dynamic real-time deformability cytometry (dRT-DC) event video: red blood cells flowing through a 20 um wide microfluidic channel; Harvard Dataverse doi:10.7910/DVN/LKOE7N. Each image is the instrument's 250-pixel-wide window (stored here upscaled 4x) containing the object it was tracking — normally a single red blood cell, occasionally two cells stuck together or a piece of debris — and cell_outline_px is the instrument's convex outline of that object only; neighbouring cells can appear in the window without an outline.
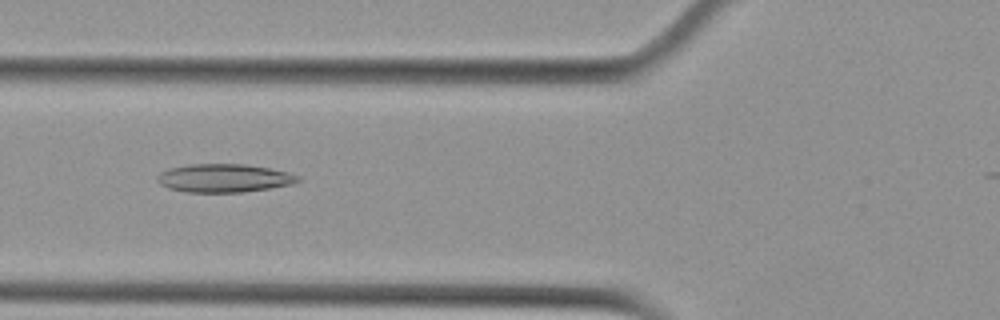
{"species": "Egyptian fruit bat (a non-hibernating species)", "species_latin": "Rousettus aegyptiacus", "temperature_condition": "cold", "stored_images_in_passage": 54, "camera_frame_rate_fps": 3000, "um_per_image_px": 0.085, "animal": {"sex": "female"}, "frame": {"image": 1, "passage_image": 21, "time_ms": 6.667, "image_size_px": [1000, 320], "cell_outline_px": [[300, 180], [292, 184], [244, 192], [184, 192], [168, 188], [160, 184], [156, 180], [156, 176], [160, 172], [168, 168], [188, 164], [244, 164], [268, 168], [288, 172], [300, 176]], "centroid_in_image_um": [18.99, 15.14], "position_along_channel_um": 106.8, "area_um2": 23.29}}
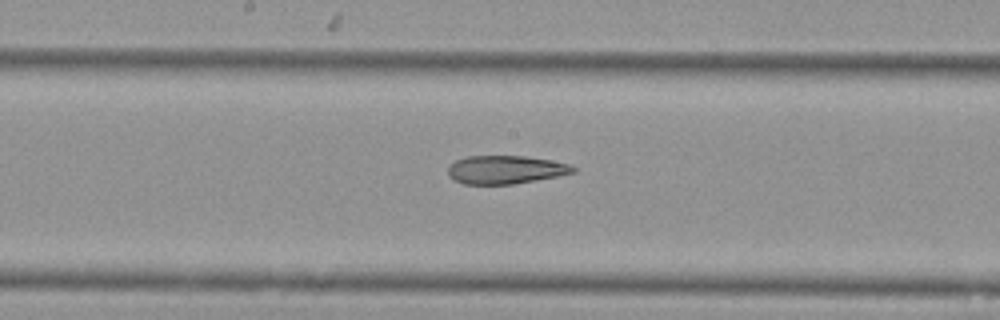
{"frame": {"image": 2, "passage_image": 29, "time_ms": 9.333, "image_size_px": [1000, 320], "cell_outline_px": [[576, 172], [556, 176], [512, 184], [464, 184], [452, 180], [448, 176], [448, 164], [464, 156], [524, 156], [552, 160], [568, 164], [576, 168]], "centroid_in_image_um": [42.9, 14.42], "position_along_channel_um": 205.3, "area_um2": 20.69}}
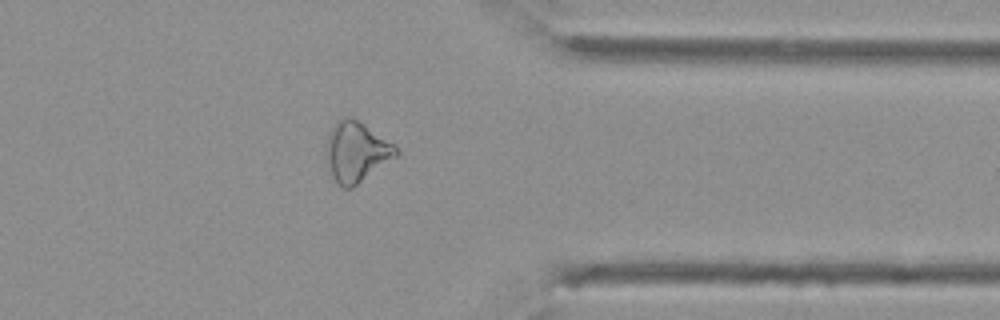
{"frame": {"image": 3, "passage_image": 44, "time_ms": 14.333, "image_size_px": [1000, 320], "cell_outline_px": [[400, 152], [396, 156], [352, 188], [344, 188], [336, 184], [324, 160], [328, 136], [332, 124], [336, 120], [344, 116], [352, 116], [400, 148]], "centroid_in_image_um": [30.25, 12.89], "position_along_channel_um": 381.2, "area_um2": 24.8}, "authors_computed_cell_mechanics": {"area_um2": 24.6228, "velocity_mm_per_s": 3.689, "shape_relaxation_time_tau1_ms": null, "shape_relaxation_time_tau2_ms": 6.7496, "deformation_change_tau1": null, "deformation_change_tau2": 0.1747}}